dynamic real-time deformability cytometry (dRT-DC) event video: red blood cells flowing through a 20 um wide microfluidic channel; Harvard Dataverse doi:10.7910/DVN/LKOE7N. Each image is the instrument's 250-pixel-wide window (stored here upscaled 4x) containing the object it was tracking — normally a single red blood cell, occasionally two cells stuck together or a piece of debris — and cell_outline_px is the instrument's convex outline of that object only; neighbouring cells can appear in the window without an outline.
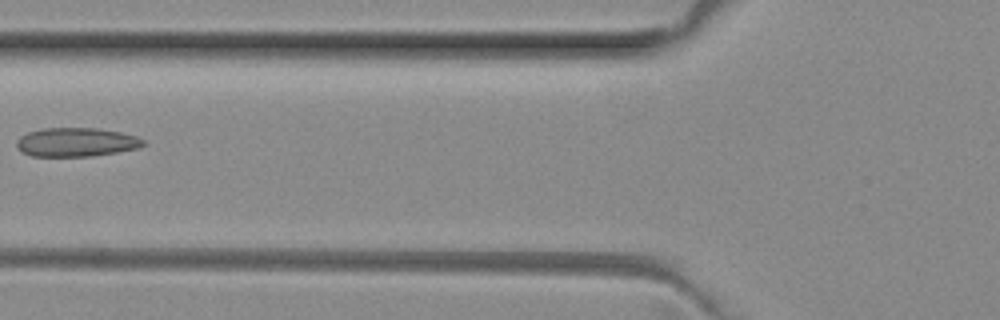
{"species": "common noctule bat (a hibernating species)", "species_latin": "Nyctalus noctula", "temperature_condition": "room temperature", "stored_images_in_passage": 7, "camera_frame_rate_fps": 3000, "um_per_image_px": 0.085, "animal": {"sex": "female", "body_mass_g": 29.2, "forearm_length_mm": 56.3}, "frame": {"image": 1, "passage_image": 6, "time_ms": 1.667, "image_size_px": [1000, 320], "cell_outline_px": [[148, 144], [140, 148], [92, 156], [32, 156], [16, 148], [16, 140], [20, 136], [28, 132], [40, 128], [100, 128], [120, 132], [136, 136], [144, 140]], "centroid_in_image_um": [6.5, 12.08], "position_along_channel_um": 119.3, "area_um2": 21.5}}
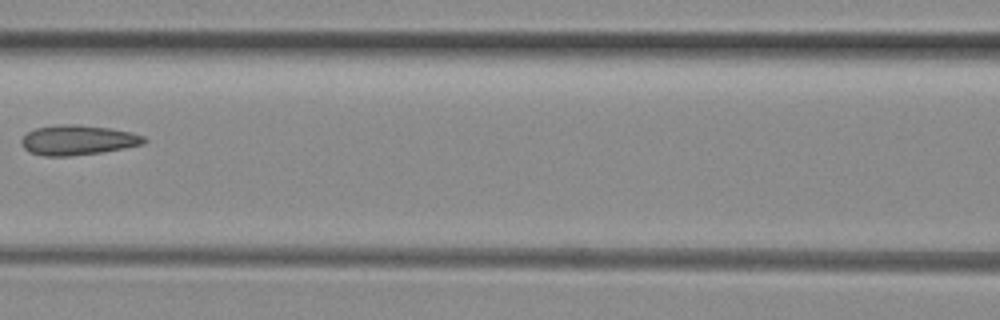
{"frame": {"image": 2, "passage_image": 7, "time_ms": 2.0, "image_size_px": [1000, 320], "cell_outline_px": [[148, 140], [144, 144], [124, 148], [100, 152], [68, 156], [44, 156], [28, 152], [24, 148], [20, 140], [28, 132], [36, 128], [60, 124], [76, 124], [108, 128], [132, 132], [144, 136]], "centroid_in_image_um": [6.62, 11.9], "position_along_channel_um": 160.0, "area_um2": 21.33}}